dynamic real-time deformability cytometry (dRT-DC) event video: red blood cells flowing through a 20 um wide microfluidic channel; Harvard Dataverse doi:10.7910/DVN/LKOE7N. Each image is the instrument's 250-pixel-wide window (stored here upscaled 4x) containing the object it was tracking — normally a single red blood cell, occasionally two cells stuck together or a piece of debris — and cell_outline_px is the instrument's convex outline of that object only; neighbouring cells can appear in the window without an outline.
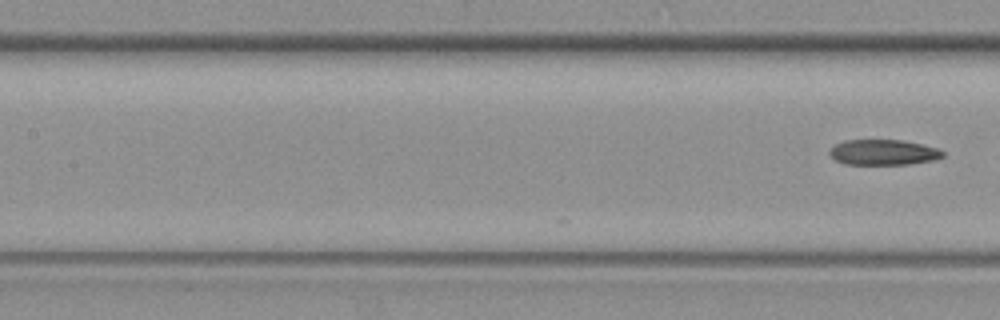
{"species": "common noctule bat (a hibernating species)", "species_latin": "Nyctalus noctula", "temperature_condition": "warm", "stored_images_in_passage": 22, "camera_frame_rate_fps": 3000, "um_per_image_px": 0.085, "animal": {"sex": "female", "body_mass_g": 19.3, "forearm_length_mm": 54.1}, "frame": {"image": 1, "passage_image": 22, "time_ms": 7.0, "image_size_px": [1000, 320], "cell_outline_px": [[944, 156], [932, 160], [908, 164], [844, 164], [836, 160], [828, 152], [836, 144], [844, 140], [900, 140], [920, 144], [936, 148], [944, 152]], "centroid_in_image_um": [75.06, 12.95], "position_along_channel_um": 132.3, "area_um2": 16.53}}